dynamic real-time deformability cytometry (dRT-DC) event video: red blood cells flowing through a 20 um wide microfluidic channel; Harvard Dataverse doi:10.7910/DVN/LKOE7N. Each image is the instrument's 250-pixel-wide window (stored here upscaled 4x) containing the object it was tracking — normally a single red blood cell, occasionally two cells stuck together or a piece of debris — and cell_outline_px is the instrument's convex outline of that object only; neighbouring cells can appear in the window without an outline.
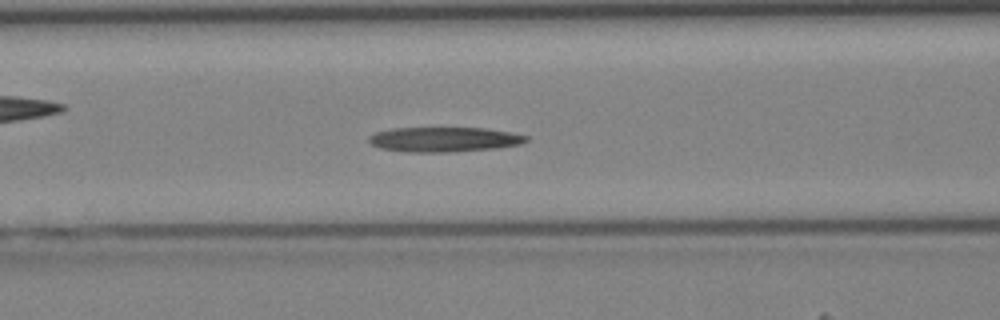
{"species": "Egyptian fruit bat (a non-hibernating species)", "species_latin": "Rousettus aegyptiacus", "temperature_condition": "cold", "stored_images_in_passage": 44, "camera_frame_rate_fps": 3000, "um_per_image_px": 0.085, "animal": {"sex": "female"}, "frame": {"image": 1, "passage_image": 18, "time_ms": 5.667, "image_size_px": [1000, 320], "cell_outline_px": [[528, 140], [520, 144], [496, 148], [452, 152], [404, 152], [380, 148], [372, 144], [368, 140], [368, 136], [376, 132], [392, 128], [488, 128], [512, 132], [528, 136]], "centroid_in_image_um": [37.75, 11.85], "position_along_channel_um": 128.8, "area_um2": 22.89}}
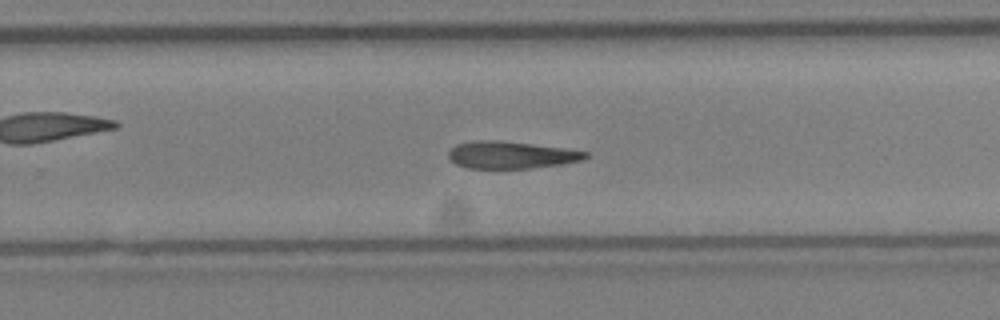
{"frame": {"image": 2, "passage_image": 28, "time_ms": 9.0, "image_size_px": [1000, 320], "cell_outline_px": [[588, 156], [580, 160], [560, 164], [532, 168], [468, 168], [456, 164], [448, 156], [448, 152], [456, 144], [480, 140], [484, 140], [528, 144], [564, 148], [588, 152]], "centroid_in_image_um": [43.41, 13.18], "position_along_channel_um": 286.4, "area_um2": 21.1}}
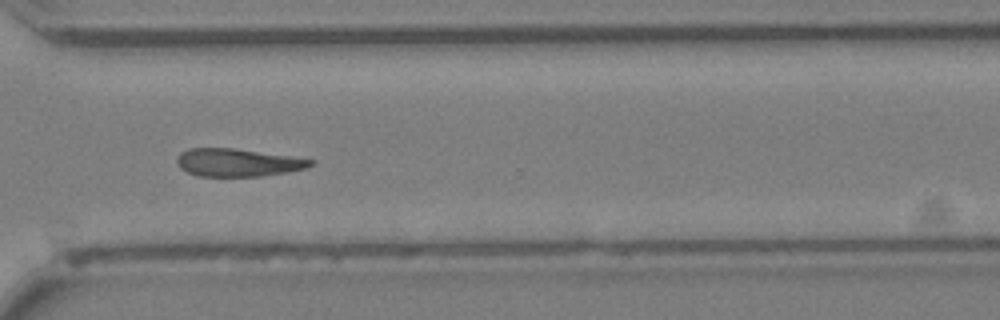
{"frame": {"image": 3, "passage_image": 32, "time_ms": 10.333, "image_size_px": [1000, 320], "cell_outline_px": [[316, 160], [312, 164], [304, 168], [284, 172], [260, 176], [196, 176], [180, 168], [176, 160], [180, 152], [188, 148], [232, 148]], "centroid_in_image_um": [20.13, 13.81], "position_along_channel_um": 350.5, "area_um2": 21.33}}